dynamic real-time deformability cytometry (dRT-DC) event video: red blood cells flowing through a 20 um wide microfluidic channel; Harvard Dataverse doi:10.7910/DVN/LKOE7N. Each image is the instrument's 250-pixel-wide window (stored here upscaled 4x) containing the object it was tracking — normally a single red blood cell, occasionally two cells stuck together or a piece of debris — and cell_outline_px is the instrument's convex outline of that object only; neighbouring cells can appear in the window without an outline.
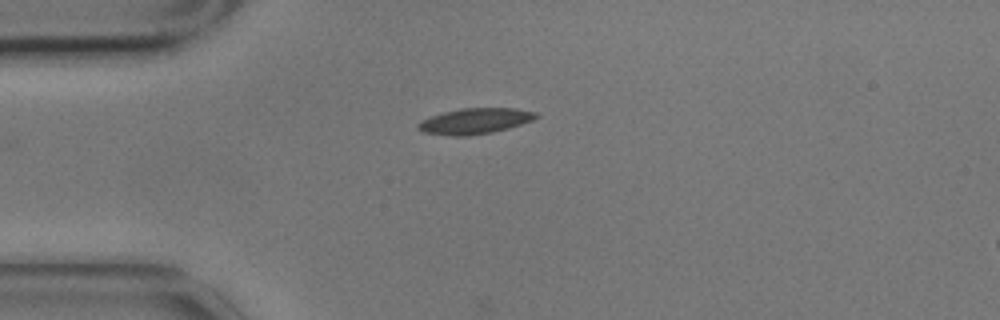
{"species": "common noctule bat (a hibernating species)", "species_latin": "Nyctalus noctula", "temperature_condition": "cold", "stored_images_in_passage": 4, "camera_frame_rate_fps": 3000, "um_per_image_px": 0.085, "animal": {"sex": "male", "body_mass_g": 17.9}, "frame": {"image": 1, "passage_image": 1, "time_ms": 0.0, "image_size_px": [1000, 320], "cell_outline_px": [[540, 116], [532, 120], [508, 128], [492, 132], [468, 136], [452, 136], [424, 132], [416, 128], [416, 124], [432, 116], [444, 112], [460, 108], [516, 108], [536, 112]], "centroid_in_image_um": [40.38, 10.29], "position_along_channel_um": 44.6, "area_um2": 17.57}}